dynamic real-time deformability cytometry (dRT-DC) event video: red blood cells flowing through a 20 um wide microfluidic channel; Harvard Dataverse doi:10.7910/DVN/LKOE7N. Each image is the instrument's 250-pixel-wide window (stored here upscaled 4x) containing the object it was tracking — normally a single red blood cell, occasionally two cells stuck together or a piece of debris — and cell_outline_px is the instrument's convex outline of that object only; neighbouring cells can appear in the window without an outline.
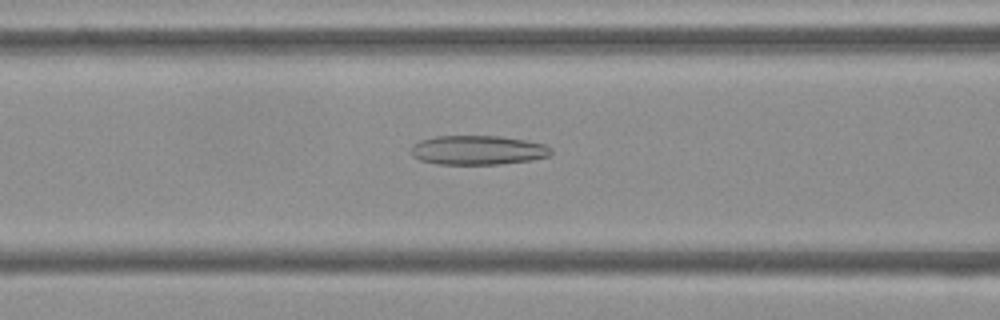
{"species": "Egyptian fruit bat (a non-hibernating species)", "species_latin": "Rousettus aegyptiacus", "temperature_condition": "cold", "stored_images_in_passage": 46, "camera_frame_rate_fps": 3000, "um_per_image_px": 0.085, "frame": {"image": 1, "passage_image": 14, "time_ms": 4.333, "image_size_px": [1000, 320], "cell_outline_px": [[552, 152], [548, 156], [532, 160], [500, 164], [436, 164], [420, 160], [412, 156], [412, 144], [420, 140], [436, 136], [500, 136], [524, 140], [544, 144], [552, 148]], "centroid_in_image_um": [40.61, 12.76], "position_along_channel_um": 126.0, "area_um2": 23.93}}
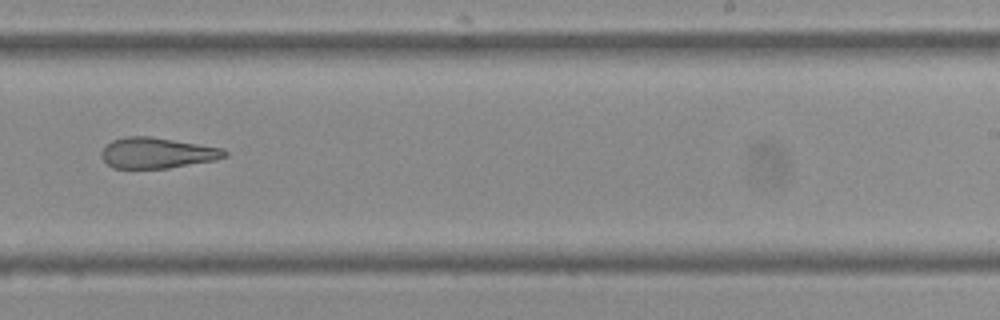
{"frame": {"image": 2, "passage_image": 26, "time_ms": 8.333, "image_size_px": [1000, 320], "cell_outline_px": [[228, 156], [216, 160], [168, 168], [112, 168], [100, 156], [100, 152], [112, 140], [128, 136], [148, 136], [224, 148], [228, 152]], "centroid_in_image_um": [13.37, 13.0], "position_along_channel_um": 275.6, "area_um2": 22.02}}
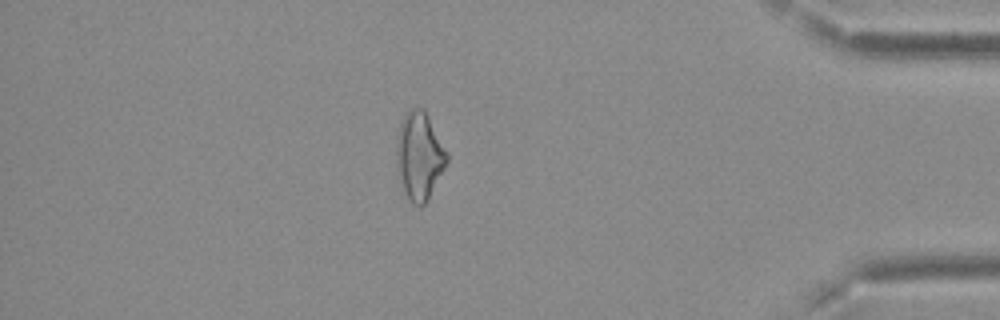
{"frame": {"image": 3, "passage_image": 39, "time_ms": 12.667, "image_size_px": [1000, 320], "cell_outline_px": [[448, 160], [428, 200], [420, 208], [412, 204], [408, 200], [400, 188], [396, 172], [396, 148], [400, 124], [404, 112], [408, 108], [424, 108], [448, 152]], "centroid_in_image_um": [35.61, 13.28], "position_along_channel_um": 399.6, "area_um2": 26.41}, "authors_computed_cell_mechanics": {"area_um2": 23.9292, "velocity_mm_per_s": 3.7443, "shape_relaxation_time_tau1_ms": null, "shape_relaxation_time_tau2_ms": 5.8939, "deformation_change_tau1": null, "deformation_change_tau2": 0.1902}}